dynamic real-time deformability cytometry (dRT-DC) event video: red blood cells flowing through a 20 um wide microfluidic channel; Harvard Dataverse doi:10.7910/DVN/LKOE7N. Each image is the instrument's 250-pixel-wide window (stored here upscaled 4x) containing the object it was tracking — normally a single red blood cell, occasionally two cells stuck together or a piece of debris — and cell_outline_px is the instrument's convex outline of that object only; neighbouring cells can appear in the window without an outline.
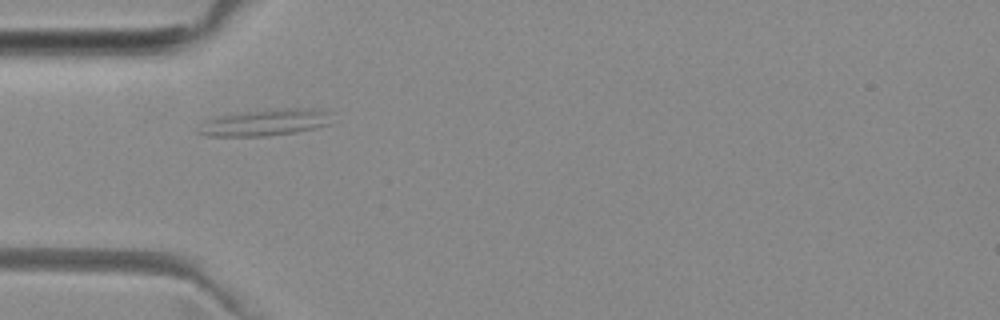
{"species": "common noctule bat (a hibernating species)", "species_latin": "Nyctalus noctula", "temperature_condition": "room temperature", "stored_images_in_passage": 33, "camera_frame_rate_fps": 3000, "um_per_image_px": 0.085, "animal": {"sex": "female", "body_mass_g": 29.2, "forearm_length_mm": 56.3}, "frame": {"image": 1, "passage_image": 1, "time_ms": 0.0, "image_size_px": [1000, 320], "cell_outline_px": [[332, 124], [316, 128], [292, 132], [264, 136], [208, 136], [196, 132], [196, 128], [204, 120], [220, 116], [248, 112], [280, 108], [328, 108], [332, 112]], "centroid_in_image_um": [22.63, 10.4], "position_along_channel_um": 62.4, "area_um2": 20.92}}
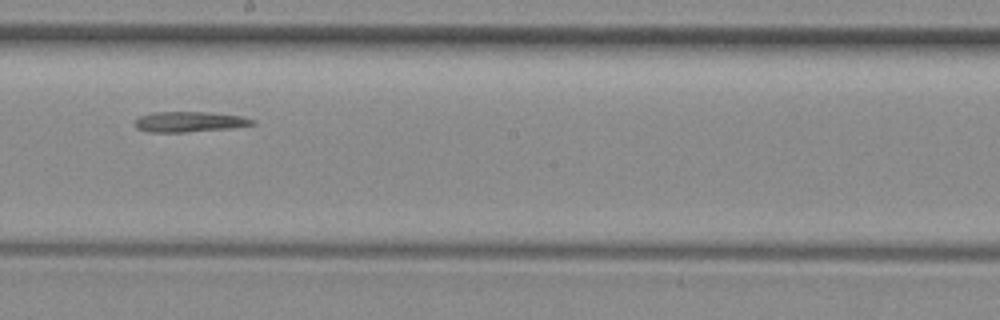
{"frame": {"image": 2, "passage_image": 14, "time_ms": 4.333, "image_size_px": [1000, 320], "cell_outline_px": [[256, 124], [232, 128], [184, 132], [152, 132], [136, 128], [136, 120], [140, 116], [152, 112], [208, 112], [244, 116], [256, 120]], "centroid_in_image_um": [16.17, 10.34], "position_along_channel_um": 232.0, "area_um2": 13.99}}
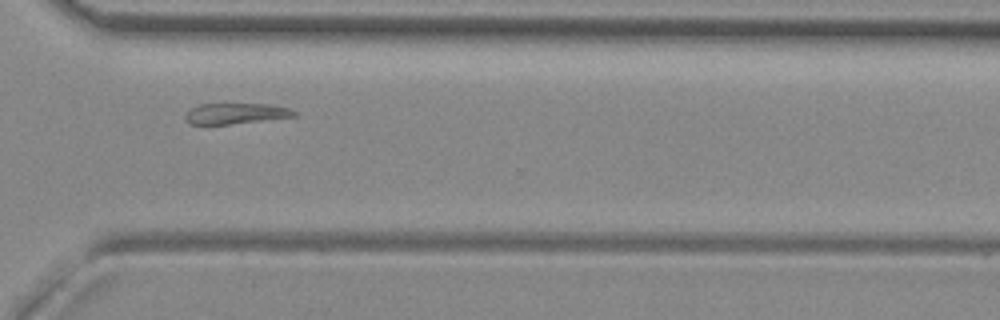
{"frame": {"image": 3, "passage_image": 23, "time_ms": 7.333, "image_size_px": [1000, 320], "cell_outline_px": [[296, 116], [228, 124], [188, 124], [184, 120], [184, 116], [192, 108], [200, 104], [268, 104], [288, 108], [296, 112]], "centroid_in_image_um": [19.99, 9.65], "position_along_channel_um": 350.6, "area_um2": 12.95}}